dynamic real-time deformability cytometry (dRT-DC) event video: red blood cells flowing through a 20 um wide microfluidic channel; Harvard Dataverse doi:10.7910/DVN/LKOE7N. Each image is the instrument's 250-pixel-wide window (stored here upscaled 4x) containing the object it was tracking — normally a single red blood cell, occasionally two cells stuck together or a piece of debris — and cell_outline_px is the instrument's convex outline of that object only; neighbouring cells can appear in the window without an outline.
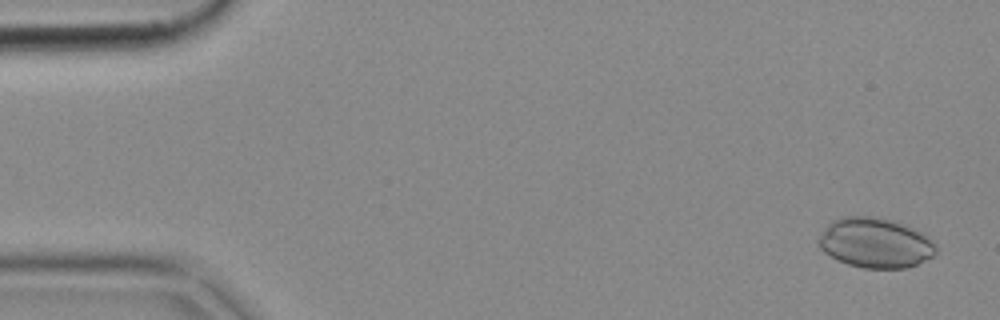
{"species": "common noctule bat (a hibernating species)", "species_latin": "Nyctalus noctula", "temperature_condition": "cold", "stored_images_in_passage": 51, "camera_frame_rate_fps": 3000, "um_per_image_px": 0.085, "animal": {"sex": "female", "body_mass_g": 18.4}, "frame": {"image": 1, "passage_image": 2, "time_ms": 0.333, "image_size_px": [1000, 320], "cell_outline_px": [[936, 252], [932, 256], [908, 268], [864, 268], [848, 264], [824, 252], [820, 248], [816, 240], [824, 228], [832, 220], [844, 216], [872, 216], [892, 220], [908, 224], [928, 236], [936, 244]], "centroid_in_image_um": [74.4, 20.62], "position_along_channel_um": 10.6, "area_um2": 34.39}}
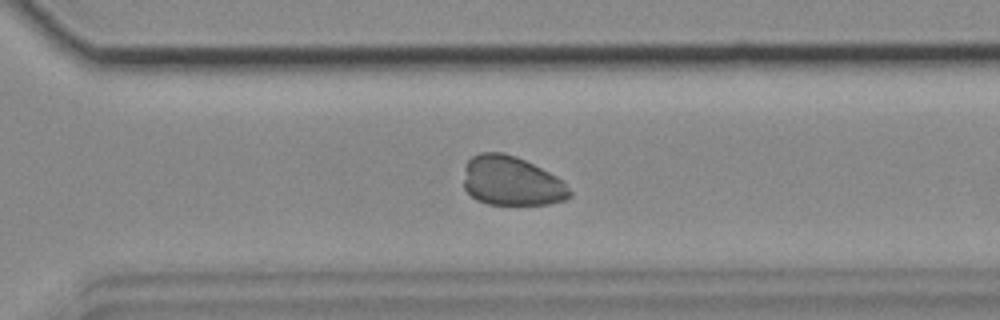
{"frame": {"image": 2, "passage_image": 36, "time_ms": 11.667, "image_size_px": [1000, 320], "cell_outline_px": [[572, 196], [564, 200], [548, 204], [488, 204], [476, 200], [464, 188], [464, 168], [468, 160], [472, 156], [480, 152], [504, 152], [516, 156], [556, 176], [572, 192]], "centroid_in_image_um": [43.44, 15.38], "position_along_channel_um": 327.2, "area_um2": 30.4}}
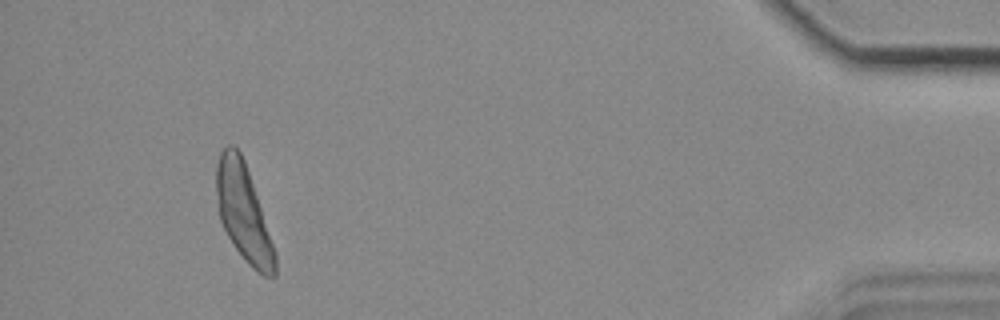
{"frame": {"image": 3, "passage_image": 48, "time_ms": 15.667, "image_size_px": [1000, 320], "cell_outline_px": [[276, 276], [264, 276], [252, 268], [244, 260], [232, 244], [220, 220], [216, 192], [216, 164], [220, 152], [228, 144], [232, 144], [240, 152], [244, 160], [276, 252]], "centroid_in_image_um": [20.68, 18.09], "position_along_channel_um": 414.5, "area_um2": 32.71}}